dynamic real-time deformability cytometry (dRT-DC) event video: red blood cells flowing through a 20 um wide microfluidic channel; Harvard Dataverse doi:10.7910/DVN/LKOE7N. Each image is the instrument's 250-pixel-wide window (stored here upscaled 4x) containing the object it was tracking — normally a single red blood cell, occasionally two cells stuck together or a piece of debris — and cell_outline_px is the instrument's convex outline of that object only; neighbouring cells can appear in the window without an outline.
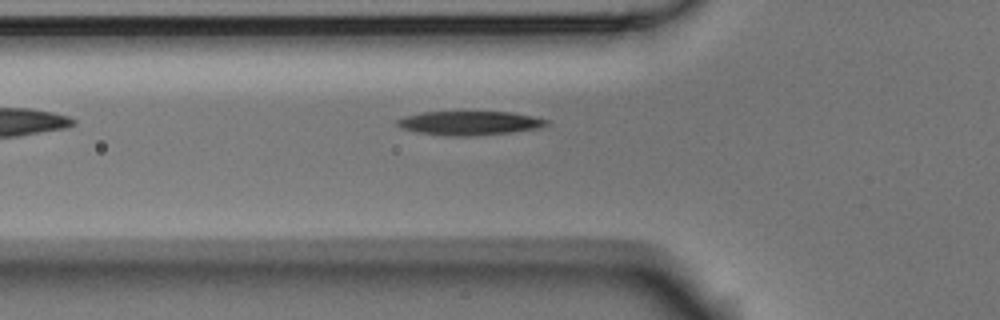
{"species": "Egyptian fruit bat (a non-hibernating species)", "species_latin": "Rousettus aegyptiacus", "temperature_condition": "room temperature", "stored_images_in_passage": 5, "camera_frame_rate_fps": 3000, "um_per_image_px": 0.085, "animal": {"sex": "male"}, "frame": {"image": 1, "passage_image": 5, "time_ms": 1.333, "image_size_px": [1000, 320], "cell_outline_px": [[548, 124], [540, 128], [508, 132], [468, 136], [448, 136], [416, 132], [400, 128], [396, 124], [396, 120], [404, 116], [424, 112], [512, 112], [532, 116], [548, 120]], "centroid_in_image_um": [39.86, 10.46], "position_along_channel_um": 85.9, "area_um2": 20.75}}